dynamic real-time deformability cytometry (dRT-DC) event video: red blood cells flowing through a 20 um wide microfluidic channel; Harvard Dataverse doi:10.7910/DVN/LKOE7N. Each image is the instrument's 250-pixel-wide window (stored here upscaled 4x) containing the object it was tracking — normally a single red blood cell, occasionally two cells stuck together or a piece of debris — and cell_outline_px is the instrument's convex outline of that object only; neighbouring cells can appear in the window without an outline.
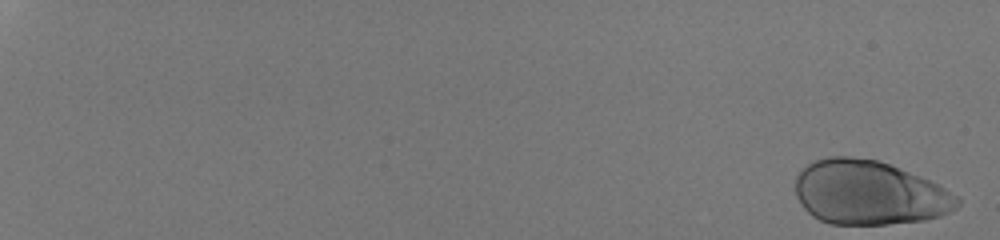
{"species": "human", "species_latin": "Homo sapiens", "temperature_condition": "room temperature", "stored_images_in_passage": 26, "camera_frame_rate_fps": 3000, "um_per_image_px": 0.085, "donor": {"sex": "male"}, "frame": {"image": 1, "passage_image": 1, "time_ms": 0.0, "image_size_px": [1000, 240], "cell_outline_px": [[960, 204], [956, 208], [940, 216], [924, 220], [888, 224], [832, 224], [820, 220], [812, 216], [804, 208], [796, 196], [796, 176], [808, 164], [816, 160], [828, 156], [852, 156], [880, 160], [920, 176], [960, 196]], "centroid_in_image_um": [73.88, 16.38], "position_along_channel_um": 11.1, "area_um2": 60.69}}
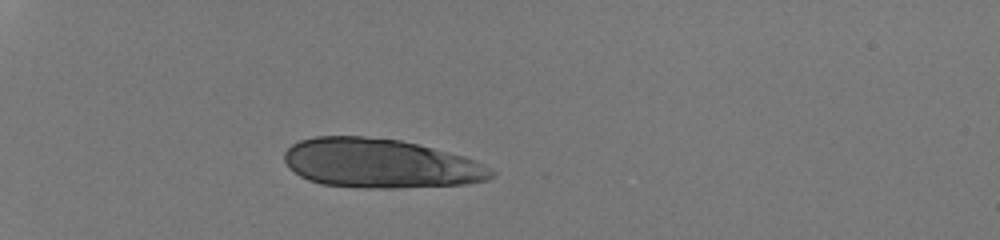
{"frame": {"image": 2, "passage_image": 19, "time_ms": 6.0, "image_size_px": [1000, 240], "cell_outline_px": [[496, 172], [488, 180], [468, 184], [392, 188], [364, 188], [320, 184], [308, 180], [300, 176], [288, 168], [284, 160], [284, 152], [292, 144], [300, 140], [316, 136], [364, 136], [400, 140], [464, 156], [476, 160], [492, 168]], "centroid_in_image_um": [32.32, 13.89], "position_along_channel_um": 52.7, "area_um2": 59.71}}